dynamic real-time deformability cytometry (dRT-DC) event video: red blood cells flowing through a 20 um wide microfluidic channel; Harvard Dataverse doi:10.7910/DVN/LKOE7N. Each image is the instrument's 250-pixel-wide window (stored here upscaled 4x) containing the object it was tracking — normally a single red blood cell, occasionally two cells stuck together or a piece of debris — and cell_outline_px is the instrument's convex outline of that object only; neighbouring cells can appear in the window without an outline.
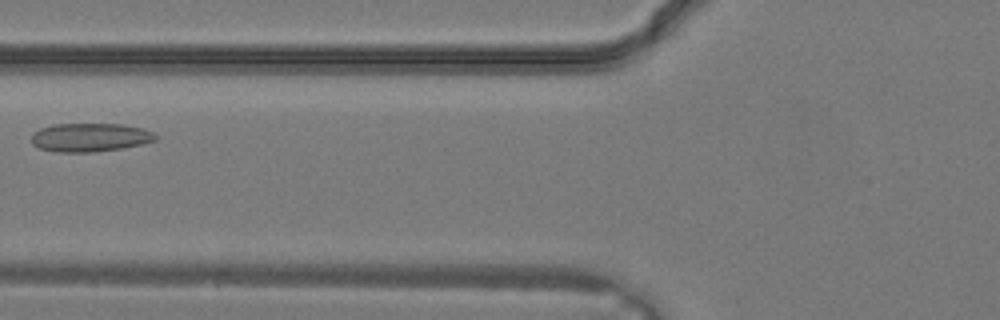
{"species": "common noctule bat (a hibernating species)", "species_latin": "Nyctalus noctula", "temperature_condition": "warm", "stored_images_in_passage": 8, "camera_frame_rate_fps": 3000, "um_per_image_px": 0.085, "animal": {"sex": "male", "body_mass_g": 19.2, "forearm_length_mm": 51.8}, "frame": {"image": 1, "passage_image": 3, "time_ms": 0.667, "image_size_px": [1000, 320], "cell_outline_px": [[156, 140], [140, 144], [120, 148], [92, 152], [56, 152], [40, 148], [32, 144], [32, 132], [40, 128], [52, 124], [124, 124], [144, 128], [152, 132], [156, 136]], "centroid_in_image_um": [7.62, 11.67], "position_along_channel_um": 118.2, "area_um2": 20.63}}
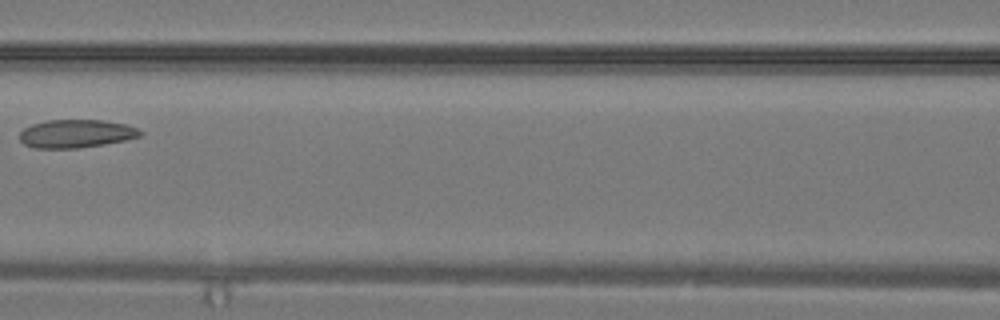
{"frame": {"image": 2, "passage_image": 5, "time_ms": 1.333, "image_size_px": [1000, 320], "cell_outline_px": [[144, 132], [140, 136], [124, 140], [104, 144], [76, 148], [32, 148], [24, 144], [20, 140], [20, 132], [24, 128], [32, 124], [44, 120], [104, 120], [124, 124], [136, 128]], "centroid_in_image_um": [6.43, 11.36], "position_along_channel_um": 160.2, "area_um2": 19.77}}
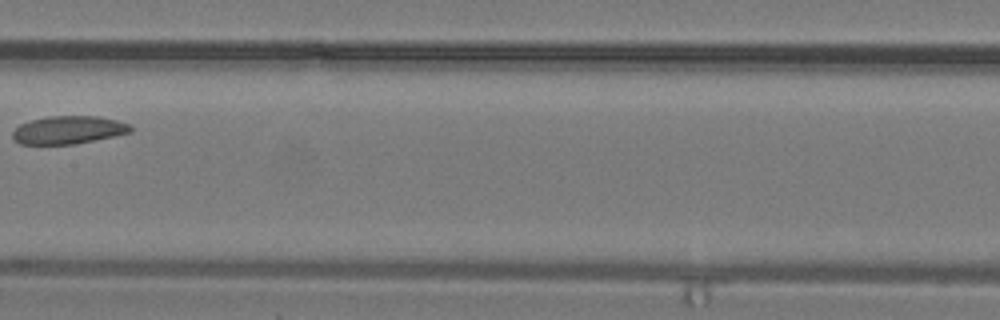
{"frame": {"image": 3, "passage_image": 7, "time_ms": 2.0, "image_size_px": [1000, 320], "cell_outline_px": [[132, 132], [72, 144], [20, 144], [12, 140], [12, 132], [20, 124], [32, 120], [48, 116], [96, 116], [116, 120], [128, 124], [132, 128]], "centroid_in_image_um": [5.76, 11.04], "position_along_channel_um": 201.6, "area_um2": 19.02}}